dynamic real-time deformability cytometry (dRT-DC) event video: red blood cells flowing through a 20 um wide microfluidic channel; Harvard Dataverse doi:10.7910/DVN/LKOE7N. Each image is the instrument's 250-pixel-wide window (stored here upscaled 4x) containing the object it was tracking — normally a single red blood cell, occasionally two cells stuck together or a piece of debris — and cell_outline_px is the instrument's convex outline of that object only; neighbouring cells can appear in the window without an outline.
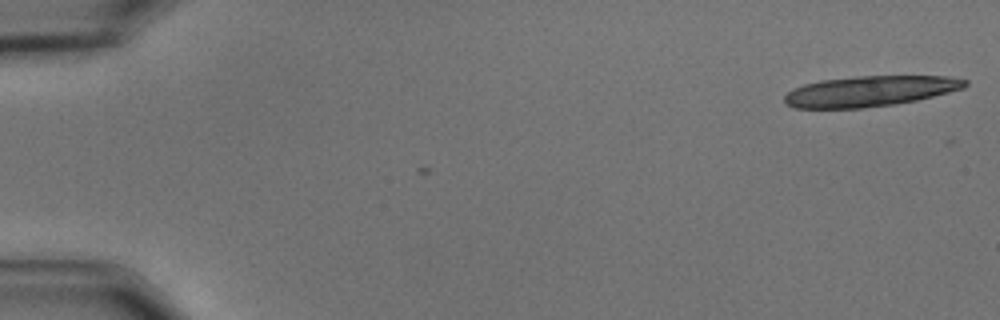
{"species": "common noctule bat (a hibernating species)", "species_latin": "Nyctalus noctula", "temperature_condition": "cold", "stored_images_in_passage": 2, "camera_frame_rate_fps": 3000, "um_per_image_px": 0.085, "animal": {"sex": "male", "body_mass_g": 15.6}, "frame": {"image": 1, "passage_image": 2, "time_ms": 0.333, "image_size_px": [1000, 320], "cell_outline_px": [[968, 84], [964, 88], [916, 100], [896, 104], [860, 108], [792, 108], [784, 104], [784, 96], [792, 88], [804, 84], [820, 80], [852, 76], [948, 76], [968, 80]], "centroid_in_image_um": [73.9, 7.74], "position_along_channel_um": 11.1, "area_um2": 32.31}}